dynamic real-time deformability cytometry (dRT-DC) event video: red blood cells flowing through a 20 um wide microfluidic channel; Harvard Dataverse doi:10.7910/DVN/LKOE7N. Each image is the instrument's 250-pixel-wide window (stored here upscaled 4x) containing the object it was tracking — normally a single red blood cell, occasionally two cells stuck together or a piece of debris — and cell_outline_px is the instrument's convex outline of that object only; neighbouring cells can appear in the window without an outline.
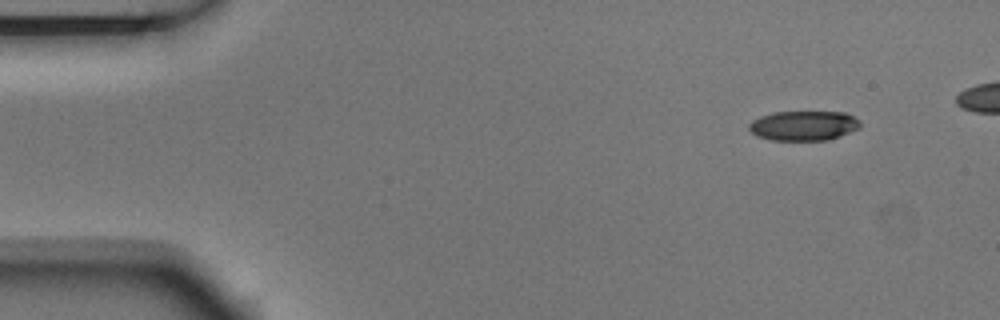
{"species": "Egyptian fruit bat (a non-hibernating species)", "species_latin": "Rousettus aegyptiacus", "temperature_condition": "room temperature", "stored_images_in_passage": 6, "segment_of_instrument_passage": [1, 2], "camera_frame_rate_fps": 3000, "um_per_image_px": 0.085, "animal": {"sex": "male"}, "frame": {"image": 1, "passage_image": 1, "time_ms": 0.0, "image_size_px": [1000, 320], "cell_outline_px": [[860, 128], [840, 136], [828, 140], [772, 140], [756, 136], [748, 128], [748, 124], [752, 120], [760, 116], [772, 112], [844, 112], [860, 120]], "centroid_in_image_um": [68.29, 10.68], "position_along_channel_um": 16.7, "area_um2": 19.36}}
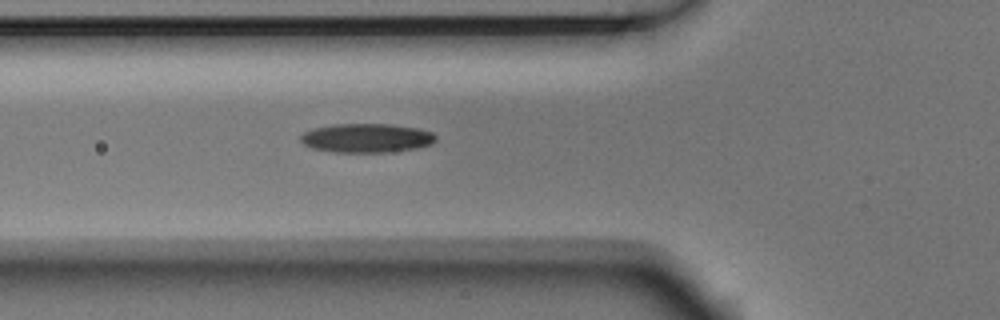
{"frame": {"image": 2, "passage_image": 5, "time_ms": 1.333, "image_size_px": [1000, 320], "cell_outline_px": [[436, 140], [432, 144], [416, 148], [388, 152], [336, 152], [312, 148], [304, 144], [300, 140], [300, 136], [304, 132], [312, 128], [332, 124], [392, 124], [420, 128], [432, 132], [436, 136]], "centroid_in_image_um": [31.17, 11.72], "position_along_channel_um": 94.6, "area_um2": 23.0}}